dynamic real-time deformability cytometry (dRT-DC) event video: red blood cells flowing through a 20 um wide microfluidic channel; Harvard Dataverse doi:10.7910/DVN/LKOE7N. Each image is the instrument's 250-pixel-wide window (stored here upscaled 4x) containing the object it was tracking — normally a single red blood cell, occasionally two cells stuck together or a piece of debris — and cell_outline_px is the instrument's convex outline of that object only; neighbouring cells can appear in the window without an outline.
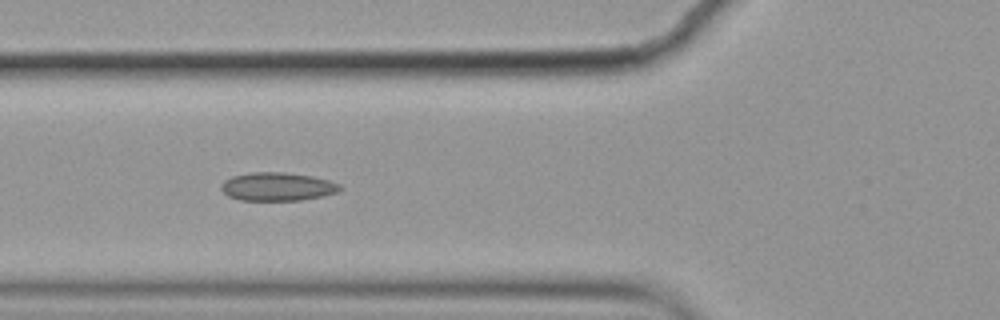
{"species": "common noctule bat (a hibernating species)", "species_latin": "Nyctalus noctula", "temperature_condition": "cold", "stored_images_in_passage": 7, "camera_frame_rate_fps": 3000, "um_per_image_px": 0.085, "animal": {"sex": "female", "body_mass_g": 19.9}, "frame": {"image": 1, "passage_image": 5, "time_ms": 1.333, "image_size_px": [1000, 320], "cell_outline_px": [[344, 188], [336, 192], [324, 196], [300, 200], [240, 200], [228, 196], [220, 188], [220, 184], [224, 180], [232, 176], [252, 172], [284, 172], [312, 176], [328, 180], [340, 184]], "centroid_in_image_um": [23.58, 15.86], "position_along_channel_um": 102.2, "area_um2": 19.71}}
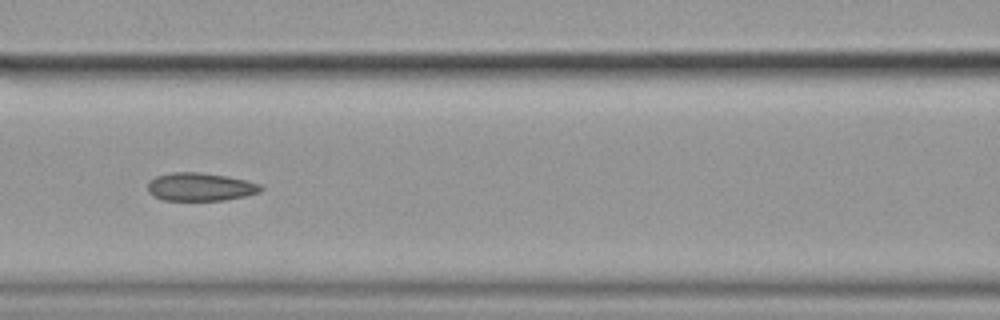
{"frame": {"image": 2, "passage_image": 6, "time_ms": 1.667, "image_size_px": [1000, 320], "cell_outline_px": [[264, 188], [260, 192], [244, 196], [224, 200], [164, 200], [148, 192], [148, 184], [156, 176], [172, 172], [200, 172], [224, 176], [244, 180], [260, 184]], "centroid_in_image_um": [17.03, 15.88], "position_along_channel_um": 149.6, "area_um2": 18.26}}
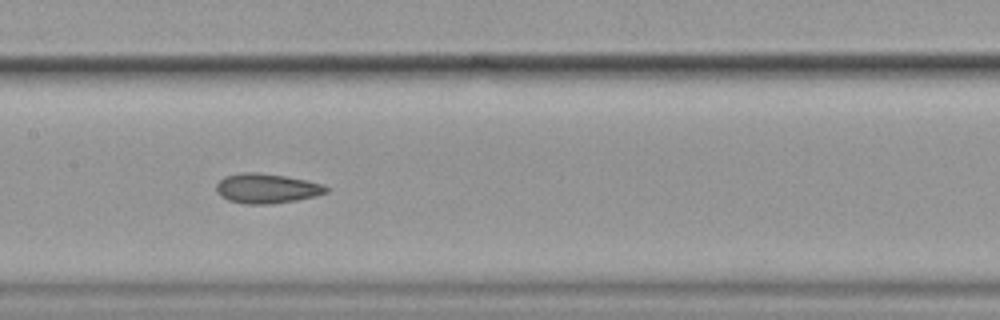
{"frame": {"image": 3, "passage_image": 7, "time_ms": 2.0, "image_size_px": [1000, 320], "cell_outline_px": [[328, 192], [316, 196], [296, 200], [272, 204], [244, 204], [228, 200], [220, 196], [216, 192], [216, 184], [224, 176], [244, 172], [260, 172], [308, 180], [324, 184], [328, 188]], "centroid_in_image_um": [22.66, 16.01], "position_along_channel_um": 184.7, "area_um2": 19.25}}